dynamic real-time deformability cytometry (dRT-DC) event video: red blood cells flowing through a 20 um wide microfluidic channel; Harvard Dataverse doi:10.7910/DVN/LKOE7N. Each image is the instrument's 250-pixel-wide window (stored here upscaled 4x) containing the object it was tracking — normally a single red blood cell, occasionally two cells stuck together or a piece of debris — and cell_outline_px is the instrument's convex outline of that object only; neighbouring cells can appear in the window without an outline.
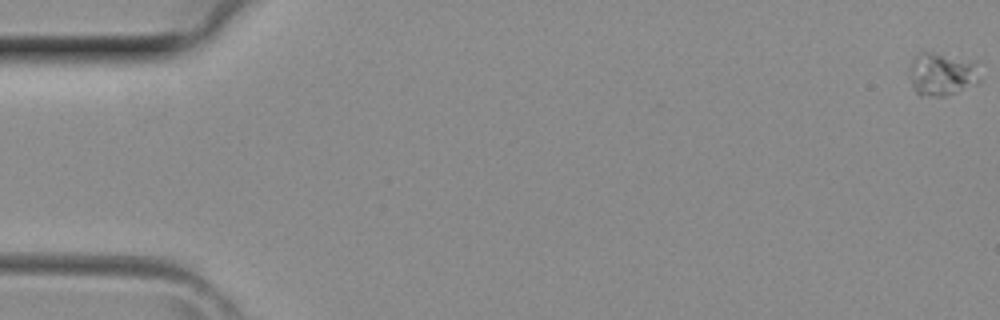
{"species": "common noctule bat (a hibernating species)", "species_latin": "Nyctalus noctula", "temperature_condition": "room temperature", "stored_images_in_passage": 4, "camera_frame_rate_fps": 3000, "um_per_image_px": 0.085, "animal": {"sex": "female", "body_mass_g": 29.2, "forearm_length_mm": 56.3}, "frame": {"image": 1, "passage_image": 1, "time_ms": 0.0, "image_size_px": [1000, 320], "cell_outline_px": [[980, 80], [976, 84], [944, 96], [920, 96], [916, 92], [908, 76], [908, 68], [912, 60], [920, 52], [932, 52], [972, 64], [980, 76]], "centroid_in_image_um": [79.94, 6.35], "position_along_channel_um": 5.1, "area_um2": 16.99}}
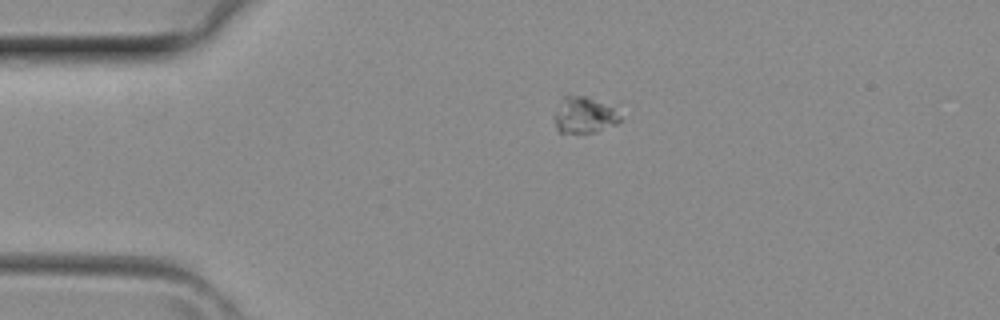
{"frame": {"image": 2, "passage_image": 3, "time_ms": 0.667, "image_size_px": [1000, 320], "cell_outline_px": [[620, 120], [616, 124], [596, 132], [560, 132], [556, 128], [552, 116], [560, 100], [564, 96], [588, 96], [612, 108], [620, 116]], "centroid_in_image_um": [49.59, 9.78], "position_along_channel_um": 35.4, "area_um2": 13.76}}